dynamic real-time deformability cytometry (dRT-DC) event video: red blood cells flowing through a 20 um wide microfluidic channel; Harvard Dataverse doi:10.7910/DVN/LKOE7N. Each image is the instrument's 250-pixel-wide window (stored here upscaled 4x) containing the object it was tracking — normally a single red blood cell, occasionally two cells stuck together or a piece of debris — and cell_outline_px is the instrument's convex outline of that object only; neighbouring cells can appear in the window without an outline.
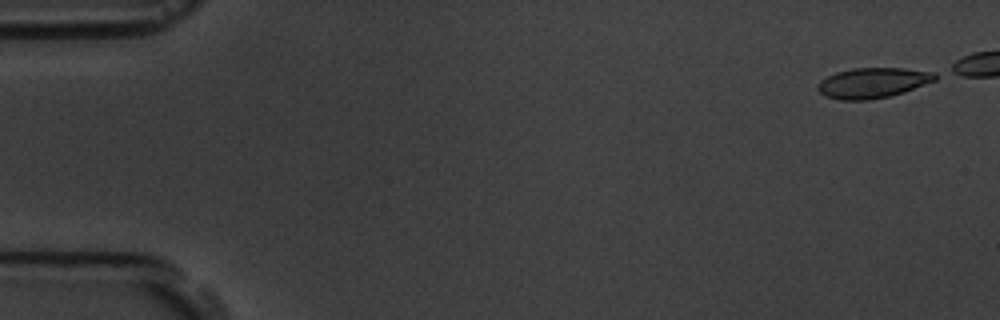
{"species": "common noctule bat (a hibernating species)", "species_latin": "Nyctalus noctula", "temperature_condition": "room temperature", "stored_images_in_passage": 6, "camera_frame_rate_fps": 3000, "um_per_image_px": 0.085, "animal": {"sex": "male", "body_mass_g": 19.5, "forearm_length_mm": 54.6}, "frame": {"image": 1, "passage_image": 1, "time_ms": 0.0, "image_size_px": [1000, 320], "cell_outline_px": [[936, 80], [904, 92], [888, 96], [868, 100], [840, 100], [824, 96], [816, 88], [816, 84], [820, 80], [836, 72], [852, 68], [904, 68], [936, 72]], "centroid_in_image_um": [74.16, 7.04], "position_along_channel_um": 10.8, "area_um2": 20.81}}